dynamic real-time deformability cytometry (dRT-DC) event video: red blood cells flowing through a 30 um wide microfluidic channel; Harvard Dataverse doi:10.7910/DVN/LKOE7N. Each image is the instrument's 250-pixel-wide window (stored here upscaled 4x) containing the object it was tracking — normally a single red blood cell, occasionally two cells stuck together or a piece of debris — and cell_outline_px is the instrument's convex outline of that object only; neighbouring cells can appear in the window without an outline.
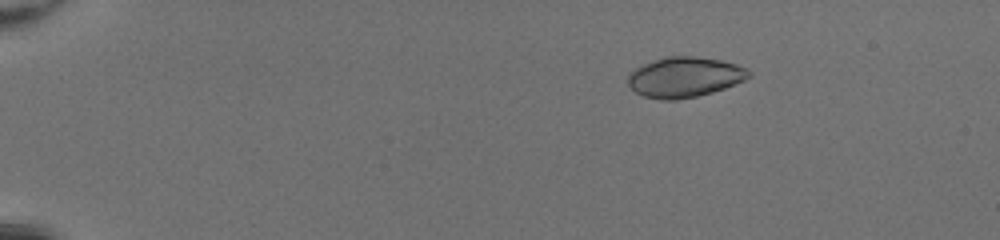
{"species": "common noctule bat (a hibernating species)", "species_latin": "Nyctalus noctula", "temperature_condition": "room temperature", "stored_images_in_passage": 51, "camera_frame_rate_fps": 3000, "um_per_image_px": 0.085, "animal": {"sex": "female", "body_mass_g": 20.0, "forearm_length_mm": 54.0}, "frame": {"image": 1, "passage_image": 10, "time_ms": 3.0, "image_size_px": [1000, 240], "cell_outline_px": [[752, 76], [744, 80], [724, 88], [712, 92], [696, 96], [676, 100], [660, 100], [644, 96], [636, 92], [628, 84], [628, 76], [636, 68], [652, 60], [664, 56], [696, 56], [720, 60], [736, 64], [748, 68], [752, 72]], "centroid_in_image_um": [58.21, 6.55], "position_along_channel_um": 26.8, "area_um2": 28.38}}
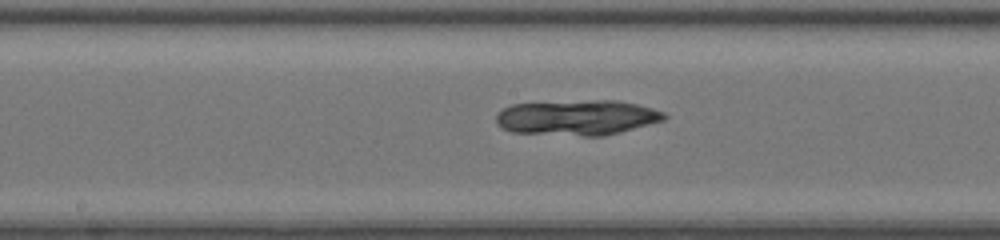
{"frame": {"image": 2, "passage_image": 30, "time_ms": 9.667, "image_size_px": [1000, 240], "cell_outline_px": [[668, 116], [664, 120], [620, 132], [604, 136], [584, 136], [512, 132], [496, 124], [496, 112], [512, 104], [596, 100], [616, 100], [636, 104], [652, 108], [664, 112]], "centroid_in_image_um": [49.06, 9.99], "position_along_channel_um": 199.1, "area_um2": 34.45}}
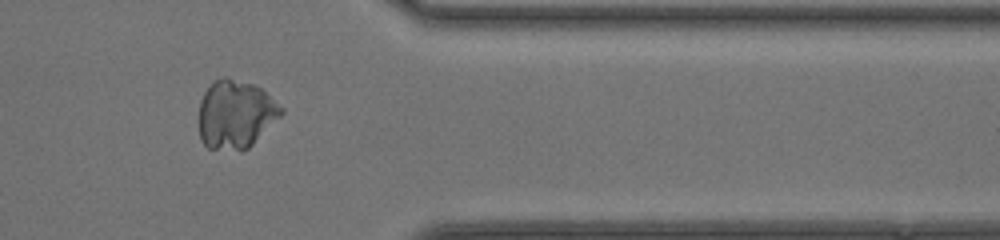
{"frame": {"image": 3, "passage_image": 44, "time_ms": 14.333, "image_size_px": [1000, 240], "cell_outline_px": [[284, 112], [248, 148], [208, 148], [200, 140], [200, 100], [204, 92], [212, 80], [220, 76], [224, 76], [252, 84], [260, 88], [284, 108]], "centroid_in_image_um": [20.0, 9.66], "position_along_channel_um": 391.4, "area_um2": 32.31}}